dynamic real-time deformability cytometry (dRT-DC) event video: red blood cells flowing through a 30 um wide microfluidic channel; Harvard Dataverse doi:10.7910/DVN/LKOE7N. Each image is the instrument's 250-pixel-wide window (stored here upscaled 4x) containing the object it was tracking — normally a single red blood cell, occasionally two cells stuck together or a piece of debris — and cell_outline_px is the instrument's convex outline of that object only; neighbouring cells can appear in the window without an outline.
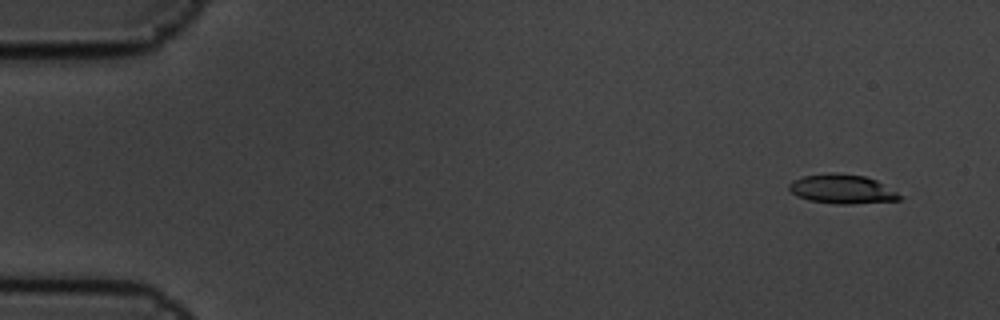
{"species": "common noctule bat (a hibernating species)", "species_latin": "Nyctalus noctula", "temperature_condition": "cold", "stored_images_in_passage": 5, "camera_frame_rate_fps": 3000, "um_per_image_px": 0.085, "animal": {"sex": "male", "body_mass_g": 19.5, "forearm_length_mm": 54.6}, "frame": {"image": 1, "passage_image": 1, "time_ms": 0.0, "image_size_px": [1000, 320], "cell_outline_px": [[904, 196], [900, 200], [852, 204], [836, 204], [808, 200], [796, 196], [788, 188], [788, 184], [792, 180], [800, 176], [832, 172], [836, 172], [864, 176], [876, 180]], "centroid_in_image_um": [71.55, 16.06], "position_along_channel_um": 13.4, "area_um2": 19.07}}
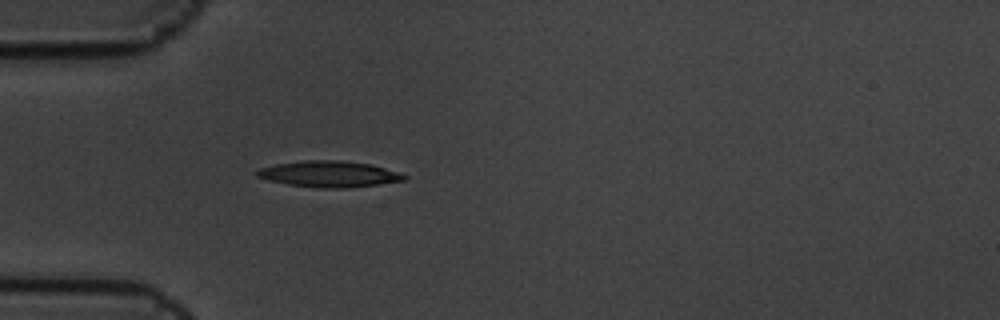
{"frame": {"image": 2, "passage_image": 5, "time_ms": 1.333, "image_size_px": [1000, 320], "cell_outline_px": [[408, 180], [380, 184], [344, 188], [324, 188], [288, 184], [268, 180], [256, 176], [256, 172], [260, 168], [276, 164], [304, 160], [340, 160], [372, 164], [408, 176]], "centroid_in_image_um": [28.0, 14.79], "position_along_channel_um": 57.0, "area_um2": 22.31}}